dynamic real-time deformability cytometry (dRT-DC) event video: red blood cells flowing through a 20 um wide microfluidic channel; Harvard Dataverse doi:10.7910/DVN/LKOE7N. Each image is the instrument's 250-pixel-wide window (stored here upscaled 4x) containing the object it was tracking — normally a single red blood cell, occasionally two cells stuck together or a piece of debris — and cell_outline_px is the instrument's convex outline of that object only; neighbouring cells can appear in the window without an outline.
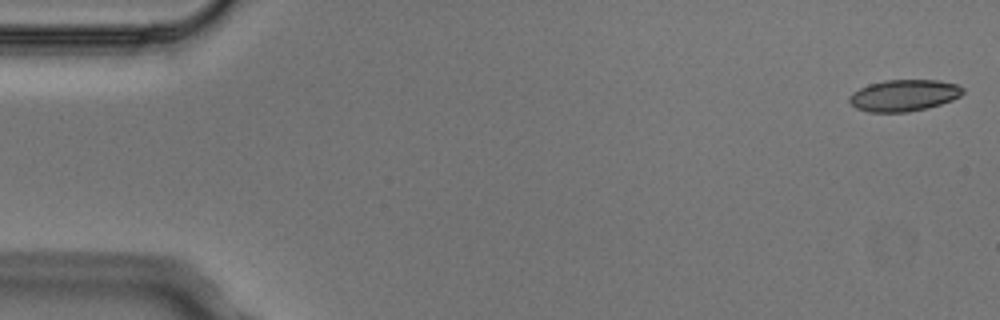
{"species": "Egyptian fruit bat (a non-hibernating species)", "species_latin": "Rousettus aegyptiacus", "temperature_condition": "cold", "stored_images_in_passage": 5, "segment_of_instrument_passage": [1, 2], "camera_frame_rate_fps": 3000, "um_per_image_px": 0.085, "animal": {"sex": "male"}, "frame": {"image": 1, "passage_image": 1, "time_ms": 0.0, "image_size_px": [1000, 320], "cell_outline_px": [[964, 92], [960, 96], [952, 100], [928, 108], [908, 112], [868, 112], [856, 108], [848, 100], [848, 96], [852, 92], [868, 84], [884, 80], [940, 80], [956, 84], [964, 88]], "centroid_in_image_um": [76.82, 8.11], "position_along_channel_um": 8.2, "area_um2": 21.04}}